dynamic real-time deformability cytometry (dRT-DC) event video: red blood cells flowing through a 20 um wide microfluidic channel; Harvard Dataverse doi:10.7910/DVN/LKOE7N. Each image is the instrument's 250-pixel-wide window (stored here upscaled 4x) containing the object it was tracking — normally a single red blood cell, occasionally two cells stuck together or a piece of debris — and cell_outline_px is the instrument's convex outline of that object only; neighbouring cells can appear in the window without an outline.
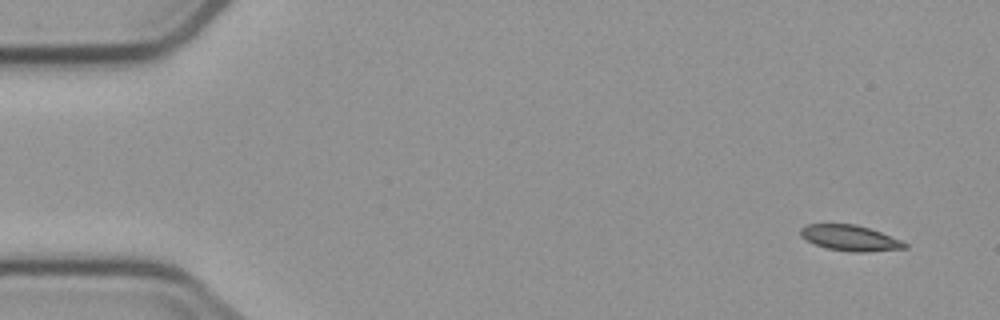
{"species": "common noctule bat (a hibernating species)", "species_latin": "Nyctalus noctula", "temperature_condition": "cold", "stored_images_in_passage": 5, "camera_frame_rate_fps": 3000, "um_per_image_px": 0.085, "animal": {"sex": "male", "body_mass_g": 23.1, "forearm_length_mm": 52.7}, "frame": {"image": 1, "passage_image": 1, "time_ms": 0.0, "image_size_px": [1000, 320], "cell_outline_px": [[908, 248], [860, 252], [852, 252], [828, 248], [816, 244], [800, 236], [800, 228], [808, 224], [856, 224], [880, 232], [900, 240], [908, 244]], "centroid_in_image_um": [72.25, 20.22], "position_along_channel_um": 12.7, "area_um2": 15.32}}